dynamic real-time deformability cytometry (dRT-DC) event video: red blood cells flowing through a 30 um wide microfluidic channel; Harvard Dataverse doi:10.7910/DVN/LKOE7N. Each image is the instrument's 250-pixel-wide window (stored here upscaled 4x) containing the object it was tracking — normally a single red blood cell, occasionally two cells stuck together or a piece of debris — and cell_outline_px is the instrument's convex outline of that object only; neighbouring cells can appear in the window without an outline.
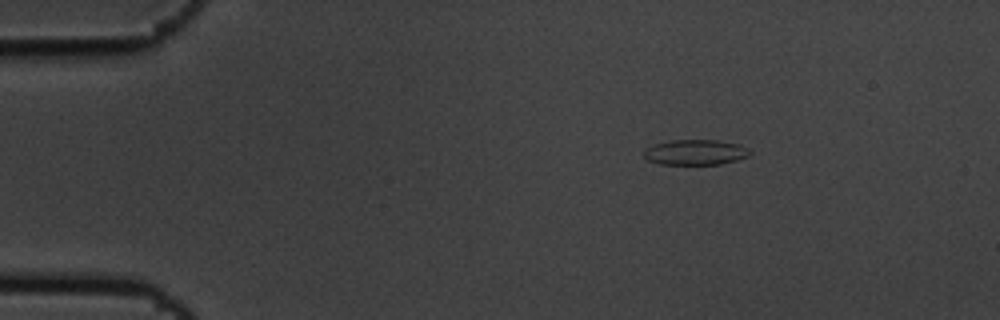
{"species": "common noctule bat (a hibernating species)", "species_latin": "Nyctalus noctula", "temperature_condition": "cold", "stored_images_in_passage": 3, "camera_frame_rate_fps": 3000, "um_per_image_px": 0.085, "animal": {"sex": "male", "body_mass_g": 19.5, "forearm_length_mm": 54.6}, "frame": {"image": 1, "passage_image": 1, "time_ms": 0.0, "image_size_px": [1000, 320], "cell_outline_px": [[752, 152], [748, 156], [736, 160], [720, 164], [660, 164], [648, 160], [644, 156], [644, 148], [652, 144], [672, 140], [716, 140], [740, 144], [748, 148]], "centroid_in_image_um": [59.1, 12.93], "position_along_channel_um": 25.9, "area_um2": 15.72}}